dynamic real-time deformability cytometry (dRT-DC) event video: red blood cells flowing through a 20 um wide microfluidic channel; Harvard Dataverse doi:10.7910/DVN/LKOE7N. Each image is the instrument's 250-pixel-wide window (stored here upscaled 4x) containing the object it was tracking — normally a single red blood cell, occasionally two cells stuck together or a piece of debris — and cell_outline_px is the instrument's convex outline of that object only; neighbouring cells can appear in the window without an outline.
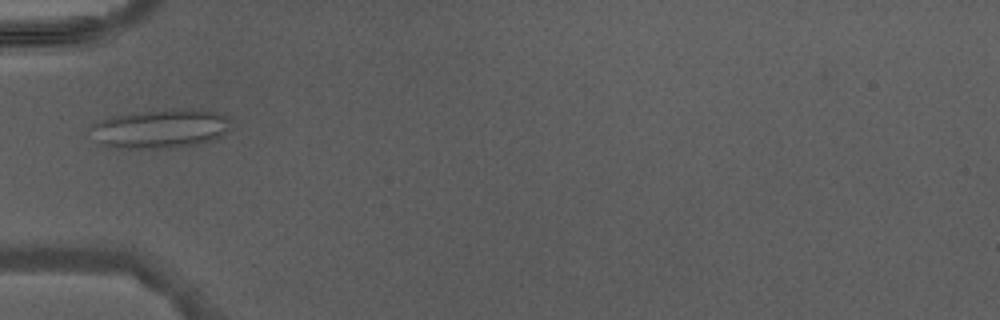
{"species": "Egyptian fruit bat (a non-hibernating species)", "species_latin": "Rousettus aegyptiacus", "temperature_condition": "warm", "stored_images_in_passage": 5, "camera_frame_rate_fps": 3000, "um_per_image_px": 0.085, "animal": {"sex": "male"}, "frame": {"image": 1, "passage_image": 4, "time_ms": 4.667, "image_size_px": [1000, 320], "cell_outline_px": [[232, 128], [220, 136], [212, 140], [196, 144], [168, 148], [124, 148], [100, 144], [88, 128], [112, 116], [144, 112], [196, 108], [204, 108], [216, 112], [224, 116], [228, 120]], "centroid_in_image_um": [13.7, 10.94], "position_along_channel_um": 71.3, "area_um2": 31.33}}